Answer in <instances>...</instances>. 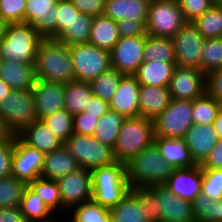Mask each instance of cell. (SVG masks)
<instances>
[{"instance_id":"1","label":"cell","mask_w":222,"mask_h":222,"mask_svg":"<svg viewBox=\"0 0 222 222\" xmlns=\"http://www.w3.org/2000/svg\"><path fill=\"white\" fill-rule=\"evenodd\" d=\"M149 222H195L192 202L170 192L165 185H130Z\"/></svg>"},{"instance_id":"2","label":"cell","mask_w":222,"mask_h":222,"mask_svg":"<svg viewBox=\"0 0 222 222\" xmlns=\"http://www.w3.org/2000/svg\"><path fill=\"white\" fill-rule=\"evenodd\" d=\"M36 79L68 84L75 81L70 47L61 41L43 39L35 62Z\"/></svg>"},{"instance_id":"3","label":"cell","mask_w":222,"mask_h":222,"mask_svg":"<svg viewBox=\"0 0 222 222\" xmlns=\"http://www.w3.org/2000/svg\"><path fill=\"white\" fill-rule=\"evenodd\" d=\"M91 172L92 200L102 207L112 209L130 191L127 179L126 163L115 161Z\"/></svg>"},{"instance_id":"4","label":"cell","mask_w":222,"mask_h":222,"mask_svg":"<svg viewBox=\"0 0 222 222\" xmlns=\"http://www.w3.org/2000/svg\"><path fill=\"white\" fill-rule=\"evenodd\" d=\"M175 169L154 143L126 162L130 185H164Z\"/></svg>"},{"instance_id":"5","label":"cell","mask_w":222,"mask_h":222,"mask_svg":"<svg viewBox=\"0 0 222 222\" xmlns=\"http://www.w3.org/2000/svg\"><path fill=\"white\" fill-rule=\"evenodd\" d=\"M44 38L29 23H9L0 41L2 60L13 63H34Z\"/></svg>"},{"instance_id":"6","label":"cell","mask_w":222,"mask_h":222,"mask_svg":"<svg viewBox=\"0 0 222 222\" xmlns=\"http://www.w3.org/2000/svg\"><path fill=\"white\" fill-rule=\"evenodd\" d=\"M154 123L145 117L127 118L113 149L115 159L126 163L154 143Z\"/></svg>"},{"instance_id":"7","label":"cell","mask_w":222,"mask_h":222,"mask_svg":"<svg viewBox=\"0 0 222 222\" xmlns=\"http://www.w3.org/2000/svg\"><path fill=\"white\" fill-rule=\"evenodd\" d=\"M0 118L18 135L37 120L32 89L12 90L0 101Z\"/></svg>"},{"instance_id":"8","label":"cell","mask_w":222,"mask_h":222,"mask_svg":"<svg viewBox=\"0 0 222 222\" xmlns=\"http://www.w3.org/2000/svg\"><path fill=\"white\" fill-rule=\"evenodd\" d=\"M187 21L178 0H151L146 22L147 35L172 38Z\"/></svg>"},{"instance_id":"9","label":"cell","mask_w":222,"mask_h":222,"mask_svg":"<svg viewBox=\"0 0 222 222\" xmlns=\"http://www.w3.org/2000/svg\"><path fill=\"white\" fill-rule=\"evenodd\" d=\"M75 81L91 82L112 68L111 53L90 43L70 46Z\"/></svg>"},{"instance_id":"10","label":"cell","mask_w":222,"mask_h":222,"mask_svg":"<svg viewBox=\"0 0 222 222\" xmlns=\"http://www.w3.org/2000/svg\"><path fill=\"white\" fill-rule=\"evenodd\" d=\"M64 146L84 169L92 170L117 161L113 149L102 144L94 136L73 133L64 142Z\"/></svg>"},{"instance_id":"11","label":"cell","mask_w":222,"mask_h":222,"mask_svg":"<svg viewBox=\"0 0 222 222\" xmlns=\"http://www.w3.org/2000/svg\"><path fill=\"white\" fill-rule=\"evenodd\" d=\"M154 135L184 138L193 125L192 101L172 99L168 107L154 120Z\"/></svg>"},{"instance_id":"12","label":"cell","mask_w":222,"mask_h":222,"mask_svg":"<svg viewBox=\"0 0 222 222\" xmlns=\"http://www.w3.org/2000/svg\"><path fill=\"white\" fill-rule=\"evenodd\" d=\"M176 66L201 70V55L205 38L187 22L172 38Z\"/></svg>"},{"instance_id":"13","label":"cell","mask_w":222,"mask_h":222,"mask_svg":"<svg viewBox=\"0 0 222 222\" xmlns=\"http://www.w3.org/2000/svg\"><path fill=\"white\" fill-rule=\"evenodd\" d=\"M146 36L121 37L111 53L112 68L123 75H134L143 63Z\"/></svg>"},{"instance_id":"14","label":"cell","mask_w":222,"mask_h":222,"mask_svg":"<svg viewBox=\"0 0 222 222\" xmlns=\"http://www.w3.org/2000/svg\"><path fill=\"white\" fill-rule=\"evenodd\" d=\"M63 206L69 211L73 206L92 200L91 172L82 167L58 178Z\"/></svg>"},{"instance_id":"15","label":"cell","mask_w":222,"mask_h":222,"mask_svg":"<svg viewBox=\"0 0 222 222\" xmlns=\"http://www.w3.org/2000/svg\"><path fill=\"white\" fill-rule=\"evenodd\" d=\"M168 88L172 99L193 101L206 92V75L196 68L176 66Z\"/></svg>"},{"instance_id":"16","label":"cell","mask_w":222,"mask_h":222,"mask_svg":"<svg viewBox=\"0 0 222 222\" xmlns=\"http://www.w3.org/2000/svg\"><path fill=\"white\" fill-rule=\"evenodd\" d=\"M44 153L25 144L15 135V149L12 158L11 175L27 184L40 178Z\"/></svg>"},{"instance_id":"17","label":"cell","mask_w":222,"mask_h":222,"mask_svg":"<svg viewBox=\"0 0 222 222\" xmlns=\"http://www.w3.org/2000/svg\"><path fill=\"white\" fill-rule=\"evenodd\" d=\"M32 92L37 120L65 109V84L36 79Z\"/></svg>"},{"instance_id":"18","label":"cell","mask_w":222,"mask_h":222,"mask_svg":"<svg viewBox=\"0 0 222 222\" xmlns=\"http://www.w3.org/2000/svg\"><path fill=\"white\" fill-rule=\"evenodd\" d=\"M58 0H26L24 22L31 24L44 38L56 36L55 6Z\"/></svg>"},{"instance_id":"19","label":"cell","mask_w":222,"mask_h":222,"mask_svg":"<svg viewBox=\"0 0 222 222\" xmlns=\"http://www.w3.org/2000/svg\"><path fill=\"white\" fill-rule=\"evenodd\" d=\"M202 180V167L196 165L191 168L175 169L164 185L177 197L192 202L201 194Z\"/></svg>"},{"instance_id":"20","label":"cell","mask_w":222,"mask_h":222,"mask_svg":"<svg viewBox=\"0 0 222 222\" xmlns=\"http://www.w3.org/2000/svg\"><path fill=\"white\" fill-rule=\"evenodd\" d=\"M139 89L140 84L134 75H123L109 102L110 109L126 118L139 117Z\"/></svg>"},{"instance_id":"21","label":"cell","mask_w":222,"mask_h":222,"mask_svg":"<svg viewBox=\"0 0 222 222\" xmlns=\"http://www.w3.org/2000/svg\"><path fill=\"white\" fill-rule=\"evenodd\" d=\"M183 139L187 144L192 159L197 165H200L207 158L219 141L217 131L213 124H193L186 132Z\"/></svg>"},{"instance_id":"22","label":"cell","mask_w":222,"mask_h":222,"mask_svg":"<svg viewBox=\"0 0 222 222\" xmlns=\"http://www.w3.org/2000/svg\"><path fill=\"white\" fill-rule=\"evenodd\" d=\"M25 144L44 154L60 148L64 143L43 120H35L17 135Z\"/></svg>"},{"instance_id":"23","label":"cell","mask_w":222,"mask_h":222,"mask_svg":"<svg viewBox=\"0 0 222 222\" xmlns=\"http://www.w3.org/2000/svg\"><path fill=\"white\" fill-rule=\"evenodd\" d=\"M171 100L168 87L140 85L139 117L154 120L168 107Z\"/></svg>"},{"instance_id":"24","label":"cell","mask_w":222,"mask_h":222,"mask_svg":"<svg viewBox=\"0 0 222 222\" xmlns=\"http://www.w3.org/2000/svg\"><path fill=\"white\" fill-rule=\"evenodd\" d=\"M151 0H106L103 15L114 21H147Z\"/></svg>"},{"instance_id":"25","label":"cell","mask_w":222,"mask_h":222,"mask_svg":"<svg viewBox=\"0 0 222 222\" xmlns=\"http://www.w3.org/2000/svg\"><path fill=\"white\" fill-rule=\"evenodd\" d=\"M78 168L80 166L77 160L63 144L60 148L44 155L40 177L48 180H57Z\"/></svg>"},{"instance_id":"26","label":"cell","mask_w":222,"mask_h":222,"mask_svg":"<svg viewBox=\"0 0 222 222\" xmlns=\"http://www.w3.org/2000/svg\"><path fill=\"white\" fill-rule=\"evenodd\" d=\"M154 144L159 149L161 156L176 169L191 168L197 165L183 138L155 136Z\"/></svg>"},{"instance_id":"27","label":"cell","mask_w":222,"mask_h":222,"mask_svg":"<svg viewBox=\"0 0 222 222\" xmlns=\"http://www.w3.org/2000/svg\"><path fill=\"white\" fill-rule=\"evenodd\" d=\"M0 79L6 82L12 90L32 89L36 82L35 64L2 60Z\"/></svg>"},{"instance_id":"28","label":"cell","mask_w":222,"mask_h":222,"mask_svg":"<svg viewBox=\"0 0 222 222\" xmlns=\"http://www.w3.org/2000/svg\"><path fill=\"white\" fill-rule=\"evenodd\" d=\"M175 67L176 63L143 61L134 76L140 85L168 87Z\"/></svg>"},{"instance_id":"29","label":"cell","mask_w":222,"mask_h":222,"mask_svg":"<svg viewBox=\"0 0 222 222\" xmlns=\"http://www.w3.org/2000/svg\"><path fill=\"white\" fill-rule=\"evenodd\" d=\"M120 38L116 21L104 15L94 17L88 43L110 52Z\"/></svg>"},{"instance_id":"30","label":"cell","mask_w":222,"mask_h":222,"mask_svg":"<svg viewBox=\"0 0 222 222\" xmlns=\"http://www.w3.org/2000/svg\"><path fill=\"white\" fill-rule=\"evenodd\" d=\"M19 209L28 222H60L61 219L54 214L43 202L42 198L28 186L25 188Z\"/></svg>"},{"instance_id":"31","label":"cell","mask_w":222,"mask_h":222,"mask_svg":"<svg viewBox=\"0 0 222 222\" xmlns=\"http://www.w3.org/2000/svg\"><path fill=\"white\" fill-rule=\"evenodd\" d=\"M28 187L42 198L43 202L54 214L58 213L57 216L59 219L64 220V216L67 217L68 210L62 204L59 185L56 180H48L40 177L29 182Z\"/></svg>"},{"instance_id":"32","label":"cell","mask_w":222,"mask_h":222,"mask_svg":"<svg viewBox=\"0 0 222 222\" xmlns=\"http://www.w3.org/2000/svg\"><path fill=\"white\" fill-rule=\"evenodd\" d=\"M94 17L80 13L53 39L70 46L88 43Z\"/></svg>"},{"instance_id":"33","label":"cell","mask_w":222,"mask_h":222,"mask_svg":"<svg viewBox=\"0 0 222 222\" xmlns=\"http://www.w3.org/2000/svg\"><path fill=\"white\" fill-rule=\"evenodd\" d=\"M126 119L119 112L109 109L107 113L98 119L93 136L102 144L114 149L120 128Z\"/></svg>"},{"instance_id":"34","label":"cell","mask_w":222,"mask_h":222,"mask_svg":"<svg viewBox=\"0 0 222 222\" xmlns=\"http://www.w3.org/2000/svg\"><path fill=\"white\" fill-rule=\"evenodd\" d=\"M66 222H110L111 210L93 200L73 206L67 214Z\"/></svg>"},{"instance_id":"35","label":"cell","mask_w":222,"mask_h":222,"mask_svg":"<svg viewBox=\"0 0 222 222\" xmlns=\"http://www.w3.org/2000/svg\"><path fill=\"white\" fill-rule=\"evenodd\" d=\"M93 95L90 82L73 81L65 84V109L72 115L81 113Z\"/></svg>"},{"instance_id":"36","label":"cell","mask_w":222,"mask_h":222,"mask_svg":"<svg viewBox=\"0 0 222 222\" xmlns=\"http://www.w3.org/2000/svg\"><path fill=\"white\" fill-rule=\"evenodd\" d=\"M143 58L144 61L149 62L176 63L171 38L146 35Z\"/></svg>"},{"instance_id":"37","label":"cell","mask_w":222,"mask_h":222,"mask_svg":"<svg viewBox=\"0 0 222 222\" xmlns=\"http://www.w3.org/2000/svg\"><path fill=\"white\" fill-rule=\"evenodd\" d=\"M111 220H117V222H149L143 206L130 191L111 209Z\"/></svg>"},{"instance_id":"38","label":"cell","mask_w":222,"mask_h":222,"mask_svg":"<svg viewBox=\"0 0 222 222\" xmlns=\"http://www.w3.org/2000/svg\"><path fill=\"white\" fill-rule=\"evenodd\" d=\"M221 108L222 104L205 92L202 96L197 97L192 101L193 124H213Z\"/></svg>"},{"instance_id":"39","label":"cell","mask_w":222,"mask_h":222,"mask_svg":"<svg viewBox=\"0 0 222 222\" xmlns=\"http://www.w3.org/2000/svg\"><path fill=\"white\" fill-rule=\"evenodd\" d=\"M191 23L205 39L220 38L222 37V8L215 3Z\"/></svg>"},{"instance_id":"40","label":"cell","mask_w":222,"mask_h":222,"mask_svg":"<svg viewBox=\"0 0 222 222\" xmlns=\"http://www.w3.org/2000/svg\"><path fill=\"white\" fill-rule=\"evenodd\" d=\"M192 213L195 222H222V198L213 201L200 194L192 201Z\"/></svg>"},{"instance_id":"41","label":"cell","mask_w":222,"mask_h":222,"mask_svg":"<svg viewBox=\"0 0 222 222\" xmlns=\"http://www.w3.org/2000/svg\"><path fill=\"white\" fill-rule=\"evenodd\" d=\"M28 186L23 180L17 179L13 175L0 179V208L19 207L20 201Z\"/></svg>"},{"instance_id":"42","label":"cell","mask_w":222,"mask_h":222,"mask_svg":"<svg viewBox=\"0 0 222 222\" xmlns=\"http://www.w3.org/2000/svg\"><path fill=\"white\" fill-rule=\"evenodd\" d=\"M122 76L116 69L110 68L90 82L93 94L109 103Z\"/></svg>"},{"instance_id":"43","label":"cell","mask_w":222,"mask_h":222,"mask_svg":"<svg viewBox=\"0 0 222 222\" xmlns=\"http://www.w3.org/2000/svg\"><path fill=\"white\" fill-rule=\"evenodd\" d=\"M222 67V37L206 38L202 48L201 71L207 75Z\"/></svg>"},{"instance_id":"44","label":"cell","mask_w":222,"mask_h":222,"mask_svg":"<svg viewBox=\"0 0 222 222\" xmlns=\"http://www.w3.org/2000/svg\"><path fill=\"white\" fill-rule=\"evenodd\" d=\"M43 121L63 143L74 133L73 115L66 109L55 112Z\"/></svg>"},{"instance_id":"45","label":"cell","mask_w":222,"mask_h":222,"mask_svg":"<svg viewBox=\"0 0 222 222\" xmlns=\"http://www.w3.org/2000/svg\"><path fill=\"white\" fill-rule=\"evenodd\" d=\"M201 194L217 201L222 198V169L202 168Z\"/></svg>"},{"instance_id":"46","label":"cell","mask_w":222,"mask_h":222,"mask_svg":"<svg viewBox=\"0 0 222 222\" xmlns=\"http://www.w3.org/2000/svg\"><path fill=\"white\" fill-rule=\"evenodd\" d=\"M26 0H0V17L6 23H23Z\"/></svg>"},{"instance_id":"47","label":"cell","mask_w":222,"mask_h":222,"mask_svg":"<svg viewBox=\"0 0 222 222\" xmlns=\"http://www.w3.org/2000/svg\"><path fill=\"white\" fill-rule=\"evenodd\" d=\"M80 14L70 0H58L55 6L56 35Z\"/></svg>"},{"instance_id":"48","label":"cell","mask_w":222,"mask_h":222,"mask_svg":"<svg viewBox=\"0 0 222 222\" xmlns=\"http://www.w3.org/2000/svg\"><path fill=\"white\" fill-rule=\"evenodd\" d=\"M178 2L185 20L192 22L208 11L216 3V0H178Z\"/></svg>"},{"instance_id":"49","label":"cell","mask_w":222,"mask_h":222,"mask_svg":"<svg viewBox=\"0 0 222 222\" xmlns=\"http://www.w3.org/2000/svg\"><path fill=\"white\" fill-rule=\"evenodd\" d=\"M98 123L96 116L81 112L73 115V132L80 135L93 136Z\"/></svg>"},{"instance_id":"50","label":"cell","mask_w":222,"mask_h":222,"mask_svg":"<svg viewBox=\"0 0 222 222\" xmlns=\"http://www.w3.org/2000/svg\"><path fill=\"white\" fill-rule=\"evenodd\" d=\"M14 149L15 135L9 141L0 144V179L11 175Z\"/></svg>"},{"instance_id":"51","label":"cell","mask_w":222,"mask_h":222,"mask_svg":"<svg viewBox=\"0 0 222 222\" xmlns=\"http://www.w3.org/2000/svg\"><path fill=\"white\" fill-rule=\"evenodd\" d=\"M146 22L119 20L117 21L119 34L121 37L146 36Z\"/></svg>"},{"instance_id":"52","label":"cell","mask_w":222,"mask_h":222,"mask_svg":"<svg viewBox=\"0 0 222 222\" xmlns=\"http://www.w3.org/2000/svg\"><path fill=\"white\" fill-rule=\"evenodd\" d=\"M206 92L222 104V67L206 75Z\"/></svg>"},{"instance_id":"53","label":"cell","mask_w":222,"mask_h":222,"mask_svg":"<svg viewBox=\"0 0 222 222\" xmlns=\"http://www.w3.org/2000/svg\"><path fill=\"white\" fill-rule=\"evenodd\" d=\"M80 13L96 17L103 15L106 0H70Z\"/></svg>"},{"instance_id":"54","label":"cell","mask_w":222,"mask_h":222,"mask_svg":"<svg viewBox=\"0 0 222 222\" xmlns=\"http://www.w3.org/2000/svg\"><path fill=\"white\" fill-rule=\"evenodd\" d=\"M202 168L222 169V139L216 143L207 158L200 164Z\"/></svg>"},{"instance_id":"55","label":"cell","mask_w":222,"mask_h":222,"mask_svg":"<svg viewBox=\"0 0 222 222\" xmlns=\"http://www.w3.org/2000/svg\"><path fill=\"white\" fill-rule=\"evenodd\" d=\"M109 103L93 95L83 112L96 116L98 119L108 112Z\"/></svg>"},{"instance_id":"56","label":"cell","mask_w":222,"mask_h":222,"mask_svg":"<svg viewBox=\"0 0 222 222\" xmlns=\"http://www.w3.org/2000/svg\"><path fill=\"white\" fill-rule=\"evenodd\" d=\"M0 222H28L19 207H1Z\"/></svg>"},{"instance_id":"57","label":"cell","mask_w":222,"mask_h":222,"mask_svg":"<svg viewBox=\"0 0 222 222\" xmlns=\"http://www.w3.org/2000/svg\"><path fill=\"white\" fill-rule=\"evenodd\" d=\"M15 134L8 128L5 122L0 118V144L9 141Z\"/></svg>"},{"instance_id":"58","label":"cell","mask_w":222,"mask_h":222,"mask_svg":"<svg viewBox=\"0 0 222 222\" xmlns=\"http://www.w3.org/2000/svg\"><path fill=\"white\" fill-rule=\"evenodd\" d=\"M213 126H214L215 130L217 131L218 138L222 139V108L218 112V115L213 122Z\"/></svg>"},{"instance_id":"59","label":"cell","mask_w":222,"mask_h":222,"mask_svg":"<svg viewBox=\"0 0 222 222\" xmlns=\"http://www.w3.org/2000/svg\"><path fill=\"white\" fill-rule=\"evenodd\" d=\"M11 91L12 88L2 79H0V101L4 99V97H6Z\"/></svg>"},{"instance_id":"60","label":"cell","mask_w":222,"mask_h":222,"mask_svg":"<svg viewBox=\"0 0 222 222\" xmlns=\"http://www.w3.org/2000/svg\"><path fill=\"white\" fill-rule=\"evenodd\" d=\"M7 24L1 17H0V41L4 36L5 29L7 27Z\"/></svg>"},{"instance_id":"61","label":"cell","mask_w":222,"mask_h":222,"mask_svg":"<svg viewBox=\"0 0 222 222\" xmlns=\"http://www.w3.org/2000/svg\"><path fill=\"white\" fill-rule=\"evenodd\" d=\"M216 3L222 8V0H216Z\"/></svg>"}]
</instances>
